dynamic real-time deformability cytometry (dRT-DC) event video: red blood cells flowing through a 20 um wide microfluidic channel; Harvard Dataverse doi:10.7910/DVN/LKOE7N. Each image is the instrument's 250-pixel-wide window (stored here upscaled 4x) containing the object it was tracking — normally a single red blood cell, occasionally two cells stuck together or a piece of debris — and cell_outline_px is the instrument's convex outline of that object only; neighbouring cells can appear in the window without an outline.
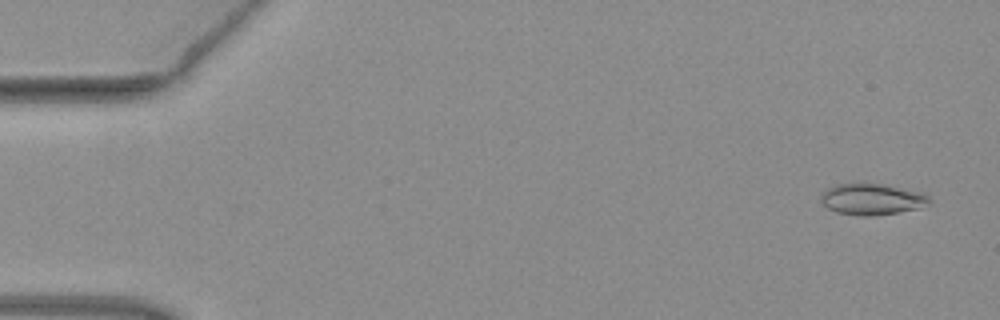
{"species": "common noctule bat (a hibernating species)", "species_latin": "Nyctalus noctula", "temperature_condition": "warm", "stored_images_in_passage": 16, "camera_frame_rate_fps": 3000, "um_per_image_px": 0.085, "animal": {"sex": "female", "body_mass_g": 19.3, "forearm_length_mm": 54.1}, "frame": {"image": 1, "passage_image": 3, "time_ms": 0.667, "image_size_px": [1000, 320], "cell_outline_px": [[932, 200], [928, 204], [920, 208], [896, 212], [868, 216], [864, 216], [836, 212], [828, 208], [820, 200], [820, 192], [836, 184], [864, 180], [924, 192]], "centroid_in_image_um": [74.09, 16.87], "position_along_channel_um": 10.9, "area_um2": 20.4}}
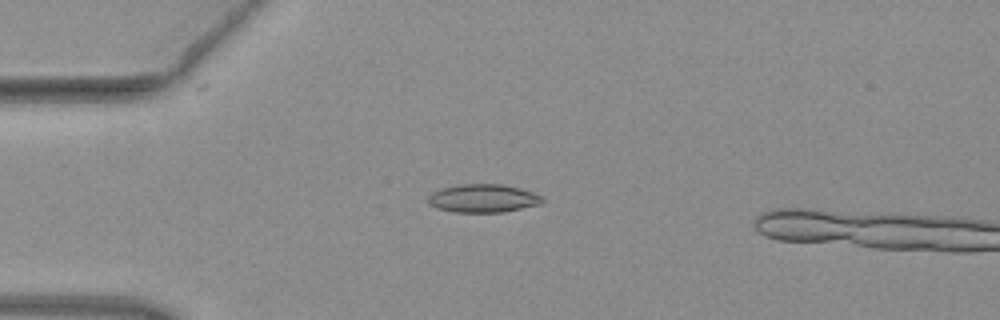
{"frame": {"image": 2, "passage_image": 14, "time_ms": 4.333, "image_size_px": [1000, 320], "cell_outline_px": [[544, 200], [540, 204], [504, 212], [456, 212], [436, 208], [428, 204], [428, 196], [432, 192], [444, 188], [460, 184], [504, 184], [536, 192], [544, 196]], "centroid_in_image_um": [41.1, 16.85], "position_along_channel_um": 43.9, "area_um2": 18.96}}